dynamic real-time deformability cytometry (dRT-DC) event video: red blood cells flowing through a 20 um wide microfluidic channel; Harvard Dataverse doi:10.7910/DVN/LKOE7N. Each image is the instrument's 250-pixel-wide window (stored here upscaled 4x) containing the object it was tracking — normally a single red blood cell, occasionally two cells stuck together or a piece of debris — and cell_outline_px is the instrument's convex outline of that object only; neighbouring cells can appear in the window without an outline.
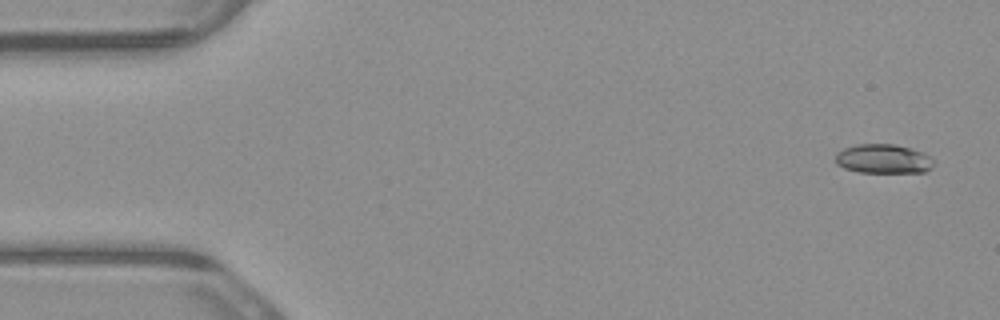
{"species": "common noctule bat (a hibernating species)", "species_latin": "Nyctalus noctula", "temperature_condition": "warm", "stored_images_in_passage": 6, "camera_frame_rate_fps": 3000, "um_per_image_px": 0.085, "animal": {"sex": "male", "body_mass_g": 23.1, "forearm_length_mm": 52.7}, "frame": {"image": 1, "passage_image": 1, "time_ms": 0.0, "image_size_px": [1000, 320], "cell_outline_px": [[932, 168], [924, 172], [860, 172], [844, 168], [836, 164], [836, 152], [844, 148], [856, 144], [892, 144], [912, 148], [924, 152], [932, 160]], "centroid_in_image_um": [75.06, 13.49], "position_along_channel_um": 9.9, "area_um2": 16.7}}
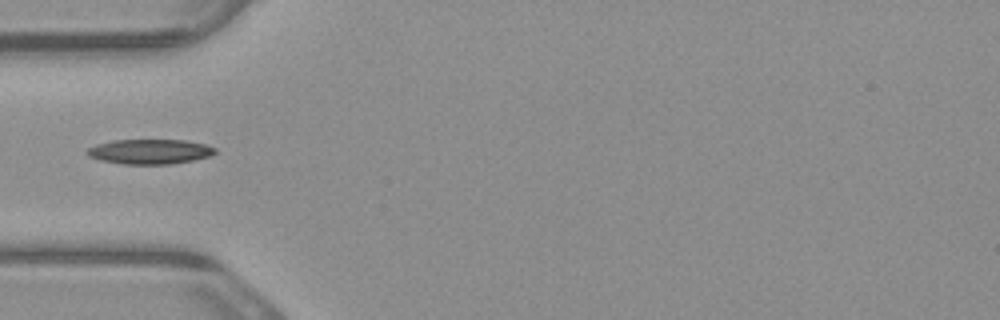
{"frame": {"image": 2, "passage_image": 5, "time_ms": 1.333, "image_size_px": [1000, 320], "cell_outline_px": [[216, 152], [208, 156], [192, 160], [172, 164], [124, 164], [100, 160], [88, 156], [84, 152], [88, 148], [96, 144], [112, 140], [184, 140], [204, 144], [216, 148]], "centroid_in_image_um": [12.69, 12.88], "position_along_channel_um": 72.3, "area_um2": 18.5}}
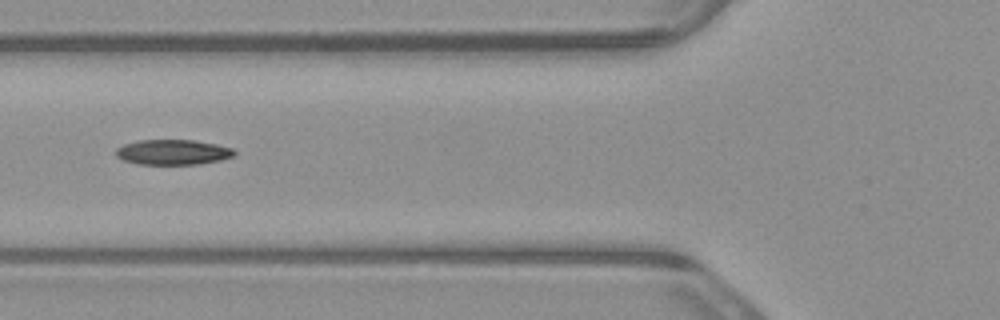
{"frame": {"image": 3, "passage_image": 6, "time_ms": 1.667, "image_size_px": [1000, 320], "cell_outline_px": [[236, 156], [220, 160], [200, 164], [136, 164], [124, 160], [116, 156], [116, 148], [124, 144], [140, 140], [196, 140], [216, 144], [232, 148], [236, 152]], "centroid_in_image_um": [14.72, 12.93], "position_along_channel_um": 111.1, "area_um2": 17.46}}